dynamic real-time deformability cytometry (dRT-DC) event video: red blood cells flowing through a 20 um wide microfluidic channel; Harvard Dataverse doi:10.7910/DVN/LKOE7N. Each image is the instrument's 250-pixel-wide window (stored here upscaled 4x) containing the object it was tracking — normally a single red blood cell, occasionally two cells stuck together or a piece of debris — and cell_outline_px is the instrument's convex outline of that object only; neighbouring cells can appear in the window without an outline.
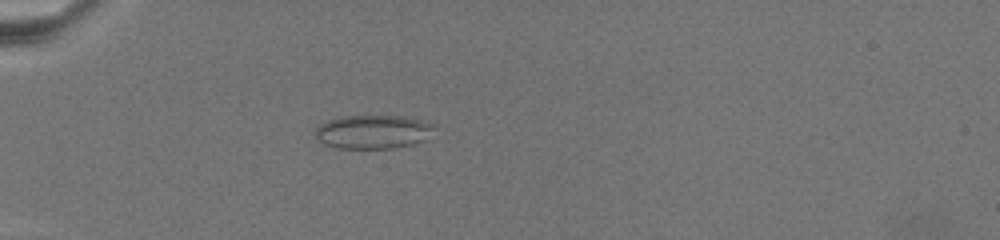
{"species": "common noctule bat (a hibernating species)", "species_latin": "Nyctalus noctula", "temperature_condition": "warm", "stored_images_in_passage": 12, "camera_frame_rate_fps": 3000, "um_per_image_px": 0.085, "animal": {"sex": "female", "body_mass_g": 19.5, "forearm_length_mm": 54.1}, "frame": {"image": 1, "passage_image": 1, "time_ms": 0.0, "image_size_px": [1000, 240], "cell_outline_px": [[432, 128], [424, 140], [412, 144], [392, 148], [336, 148], [324, 144], [316, 136], [316, 128], [320, 124], [328, 120], [340, 116], [404, 116], [420, 120], [432, 124]], "centroid_in_image_um": [31.65, 11.2], "position_along_channel_um": 53.4, "area_um2": 23.0}}